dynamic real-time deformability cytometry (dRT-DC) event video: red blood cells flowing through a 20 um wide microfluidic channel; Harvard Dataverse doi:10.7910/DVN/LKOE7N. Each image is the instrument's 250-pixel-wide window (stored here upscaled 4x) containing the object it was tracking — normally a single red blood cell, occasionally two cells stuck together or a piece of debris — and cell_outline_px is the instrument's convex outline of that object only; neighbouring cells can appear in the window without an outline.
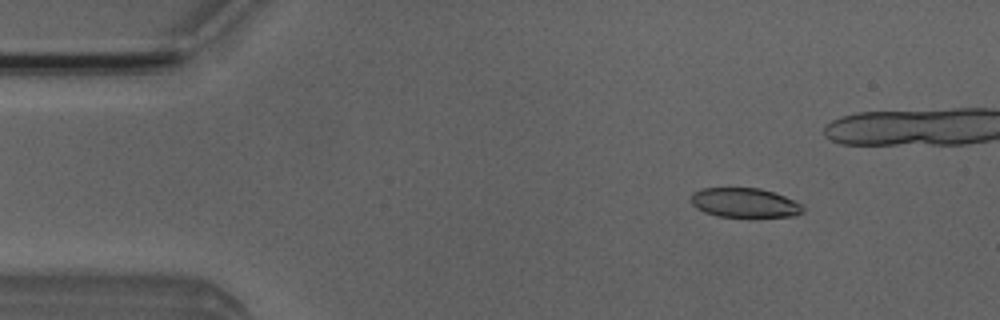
{"species": "Egyptian fruit bat (a non-hibernating species)", "species_latin": "Rousettus aegyptiacus", "temperature_condition": "room temperature", "stored_images_in_passage": 5, "camera_frame_rate_fps": 3000, "um_per_image_px": 0.085, "animal": {"sex": "male"}, "frame": {"image": 1, "passage_image": 2, "time_ms": 1.0, "image_size_px": [1000, 320], "cell_outline_px": [[804, 212], [796, 216], [752, 220], [720, 216], [704, 212], [696, 208], [692, 204], [692, 192], [700, 188], [760, 188], [784, 196], [804, 204]], "centroid_in_image_um": [63.37, 17.29], "position_along_channel_um": 21.6, "area_um2": 20.23}}